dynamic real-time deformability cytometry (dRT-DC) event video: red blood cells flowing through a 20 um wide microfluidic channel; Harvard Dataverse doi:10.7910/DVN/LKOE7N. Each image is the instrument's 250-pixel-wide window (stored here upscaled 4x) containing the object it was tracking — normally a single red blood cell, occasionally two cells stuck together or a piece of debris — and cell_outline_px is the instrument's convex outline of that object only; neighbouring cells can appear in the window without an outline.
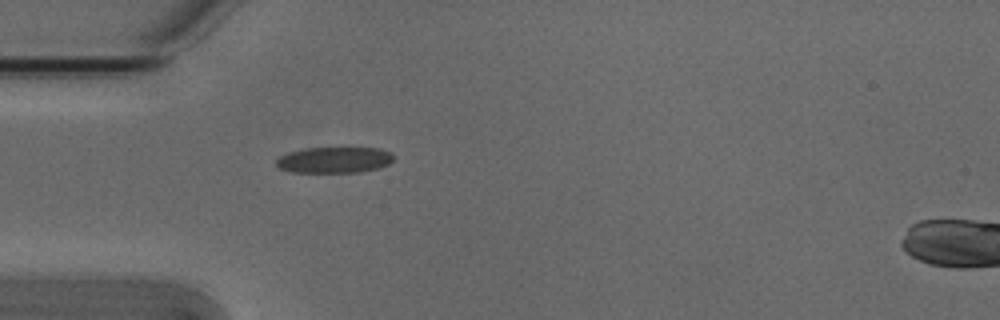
{"species": "Egyptian fruit bat (a non-hibernating species)", "species_latin": "Rousettus aegyptiacus", "temperature_condition": "cold", "stored_images_in_passage": 39, "camera_frame_rate_fps": 3000, "um_per_image_px": 0.085, "animal": {"sex": "male"}, "frame": {"image": 1, "passage_image": 1, "time_ms": 0.0, "image_size_px": [1000, 320], "cell_outline_px": [[392, 160], [388, 164], [380, 168], [360, 172], [292, 172], [280, 168], [276, 164], [276, 160], [280, 156], [304, 148], [380, 148], [392, 152]], "centroid_in_image_um": [28.45, 13.59], "position_along_channel_um": 56.6, "area_um2": 17.69}}
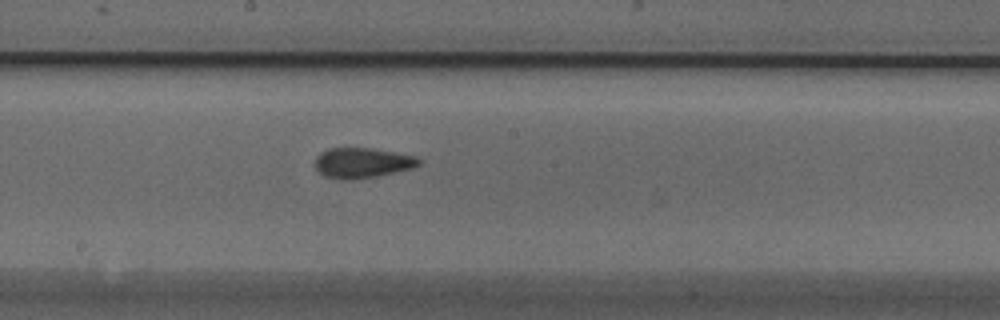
{"frame": {"image": 2, "passage_image": 14, "time_ms": 4.333, "image_size_px": [1000, 320], "cell_outline_px": [[420, 164], [416, 168], [376, 176], [352, 180], [344, 180], [324, 176], [316, 168], [316, 156], [320, 152], [328, 148], [372, 148], [416, 156], [420, 160]], "centroid_in_image_um": [30.81, 13.84], "position_along_channel_um": 217.4, "area_um2": 18.38}}
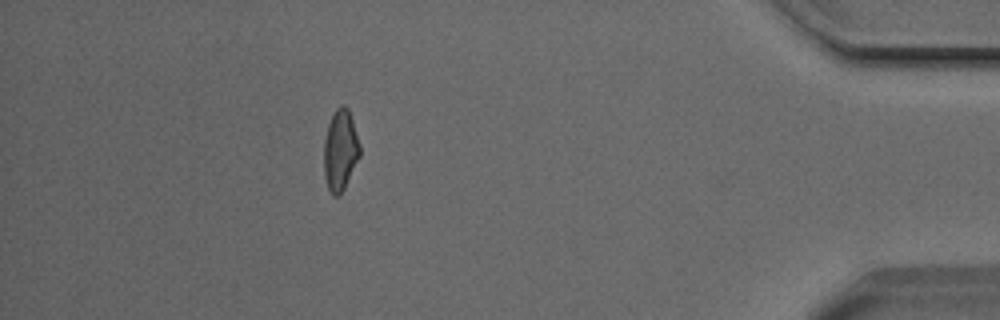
{"frame": {"image": 3, "passage_image": 33, "time_ms": 10.667, "image_size_px": [1000, 320], "cell_outline_px": [[360, 156], [344, 188], [336, 196], [332, 196], [328, 188], [324, 176], [324, 140], [328, 124], [336, 108], [340, 104], [344, 104], [348, 108], [360, 144]], "centroid_in_image_um": [28.92, 12.75], "position_along_channel_um": 406.3, "area_um2": 16.88}, "authors_computed_cell_mechanics": {"area_um2": 17.629, "velocity_mm_per_s": 3.8236, "shape_relaxation_time_tau1_ms": 9.5133, "shape_relaxation_time_tau2_ms": 2.1197, "deformation_change_tau1": 0.1563, "deformation_change_tau2": 0.0819}}